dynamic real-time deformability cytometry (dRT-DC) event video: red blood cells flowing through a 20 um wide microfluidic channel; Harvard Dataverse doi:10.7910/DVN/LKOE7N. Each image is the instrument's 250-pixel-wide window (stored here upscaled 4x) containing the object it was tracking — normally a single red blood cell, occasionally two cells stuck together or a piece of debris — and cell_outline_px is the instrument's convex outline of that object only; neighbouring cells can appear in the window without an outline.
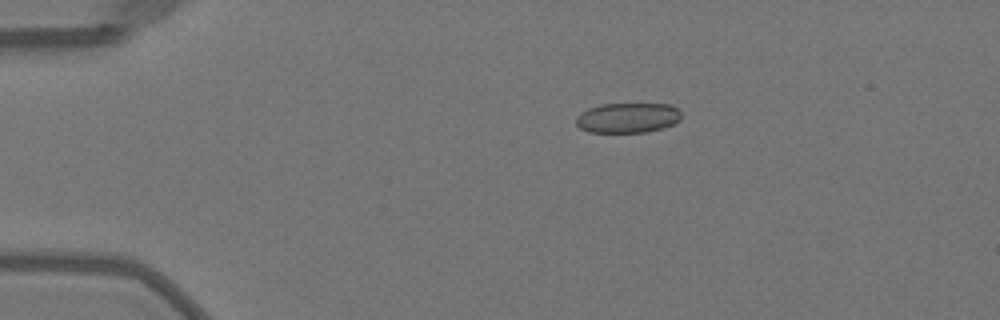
{"species": "Egyptian fruit bat (a non-hibernating species)", "species_latin": "Rousettus aegyptiacus", "temperature_condition": "warm", "stored_images_in_passage": 50, "camera_frame_rate_fps": 3000, "um_per_image_px": 0.085, "animal": {"sex": "female"}, "frame": {"image": 1, "passage_image": 11, "time_ms": 3.333, "image_size_px": [1000, 320], "cell_outline_px": [[680, 120], [664, 128], [644, 132], [588, 132], [580, 128], [576, 124], [576, 116], [580, 112], [588, 108], [600, 104], [672, 104], [680, 112]], "centroid_in_image_um": [53.33, 10.01], "position_along_channel_um": 31.7, "area_um2": 18.5}}
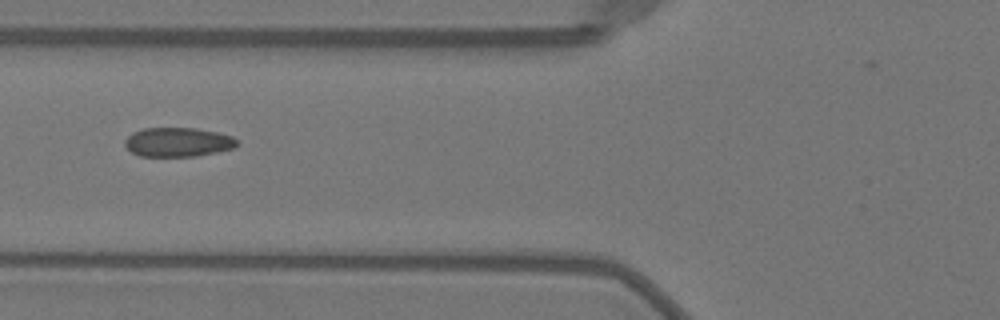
{"frame": {"image": 2, "passage_image": 21, "time_ms": 6.667, "image_size_px": [1000, 320], "cell_outline_px": [[240, 144], [232, 148], [216, 152], [196, 156], [140, 156], [132, 152], [124, 144], [124, 140], [132, 132], [144, 128], [196, 128], [216, 132], [232, 136]], "centroid_in_image_um": [15.11, 12.07], "position_along_channel_um": 110.7, "area_um2": 19.02}}
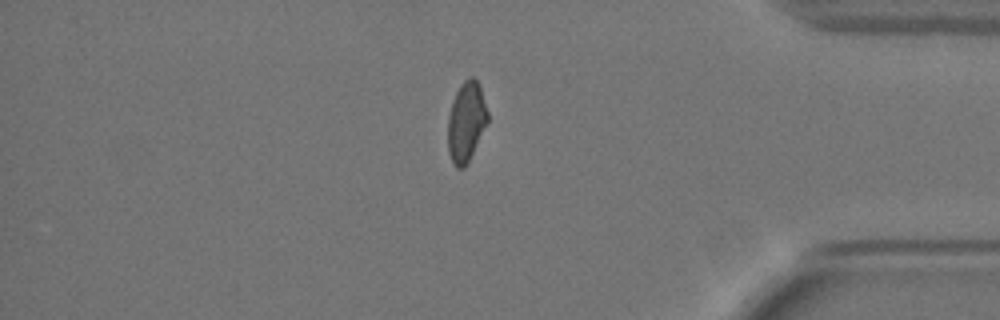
{"frame": {"image": 3, "passage_image": 44, "time_ms": 14.333, "image_size_px": [1000, 320], "cell_outline_px": [[488, 120], [464, 168], [456, 168], [448, 152], [448, 116], [456, 92], [460, 84], [468, 76], [472, 76], [480, 84], [488, 112]], "centroid_in_image_um": [39.62, 10.29], "position_along_channel_um": 395.6, "area_um2": 18.26}, "authors_computed_cell_mechanics": {"area_um2": 19.2185, "velocity_mm_per_s": 4.0491, "shape_relaxation_time_tau1_ms": null, "shape_relaxation_time_tau2_ms": 0.8906, "deformation_change_tau1": null, "deformation_change_tau2": 0.0566}}